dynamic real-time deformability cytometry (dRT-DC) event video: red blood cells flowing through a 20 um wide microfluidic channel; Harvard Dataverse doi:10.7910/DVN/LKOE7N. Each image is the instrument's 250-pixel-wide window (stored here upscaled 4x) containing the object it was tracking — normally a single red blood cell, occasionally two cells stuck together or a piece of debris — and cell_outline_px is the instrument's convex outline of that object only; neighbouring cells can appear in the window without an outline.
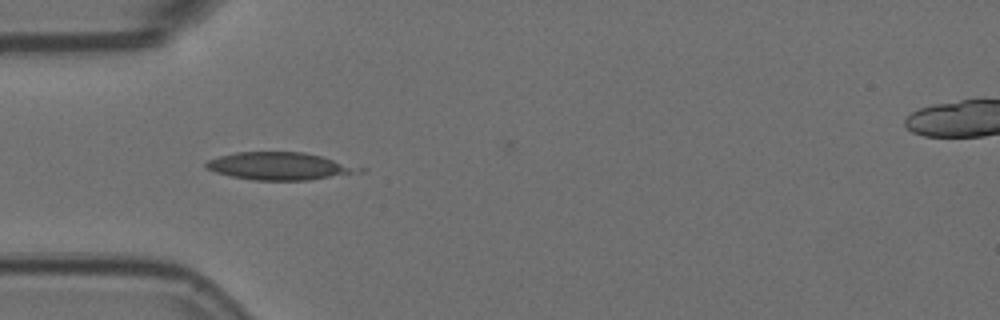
{"species": "Egyptian fruit bat (a non-hibernating species)", "species_latin": "Rousettus aegyptiacus", "temperature_condition": "room temperature", "stored_images_in_passage": 35, "camera_frame_rate_fps": 3000, "um_per_image_px": 0.085, "animal": {"sex": "female"}, "frame": {"image": 1, "passage_image": 1, "time_ms": 0.0, "image_size_px": [1000, 320], "cell_outline_px": [[352, 172], [308, 180], [252, 180], [232, 176], [216, 172], [208, 168], [204, 164], [208, 160], [220, 156], [236, 152], [304, 152], [320, 156], [332, 160], [348, 168]], "centroid_in_image_um": [23.44, 14.11], "position_along_channel_um": 61.6, "area_um2": 23.0}}
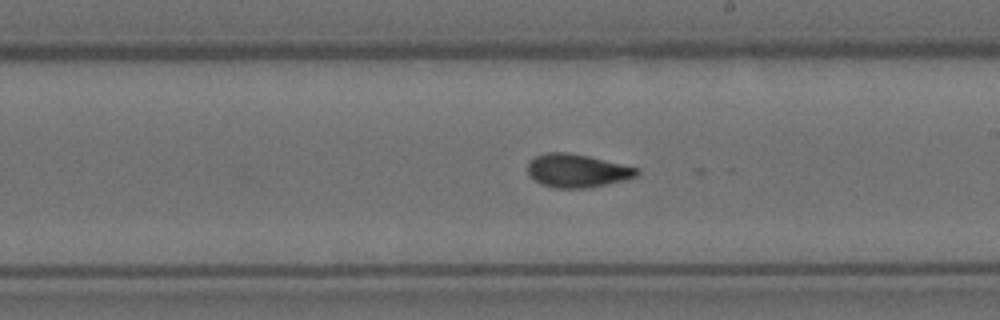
{"frame": {"image": 2, "passage_image": 16, "time_ms": 5.0, "image_size_px": [1000, 320], "cell_outline_px": [[640, 172], [636, 176], [628, 180], [592, 188], [556, 188], [540, 184], [528, 176], [528, 160], [536, 156], [548, 152], [564, 152], [588, 156], [636, 168]], "centroid_in_image_um": [49.03, 14.53], "position_along_channel_um": 240.0, "area_um2": 21.33}}
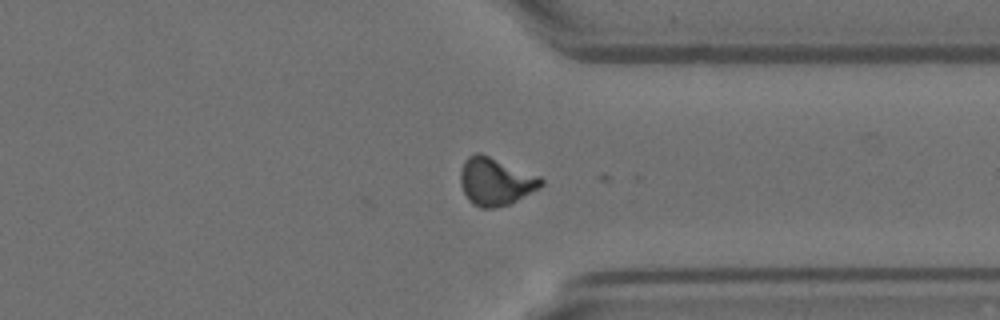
{"frame": {"image": 3, "passage_image": 27, "time_ms": 8.667, "image_size_px": [1000, 320], "cell_outline_px": [[544, 184], [540, 188], [508, 204], [496, 208], [480, 208], [472, 204], [468, 200], [460, 184], [460, 172], [464, 160], [468, 156], [476, 152], [480, 152], [540, 176], [544, 180]], "centroid_in_image_um": [42.11, 15.42], "position_along_channel_um": 369.3, "area_um2": 22.54}}